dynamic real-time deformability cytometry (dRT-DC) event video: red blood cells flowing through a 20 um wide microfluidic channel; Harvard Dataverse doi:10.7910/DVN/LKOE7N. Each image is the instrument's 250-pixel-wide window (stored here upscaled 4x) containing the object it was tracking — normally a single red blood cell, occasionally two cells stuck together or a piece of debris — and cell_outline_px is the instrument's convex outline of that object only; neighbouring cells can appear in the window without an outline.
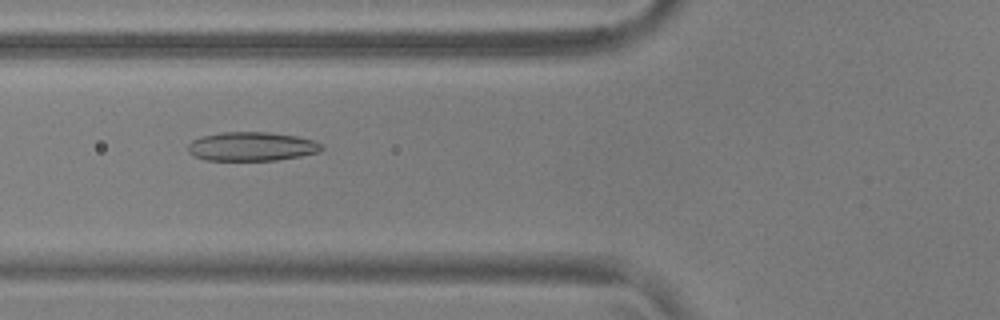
{"species": "common noctule bat (a hibernating species)", "species_latin": "Nyctalus noctula", "temperature_condition": "warm", "stored_images_in_passage": 45, "camera_frame_rate_fps": 3000, "um_per_image_px": 0.085, "animal": {"sex": "male", "body_mass_g": 17.9, "forearm_length_mm": 54.2}, "frame": {"image": 1, "passage_image": 12, "time_ms": 3.667, "image_size_px": [1000, 320], "cell_outline_px": [[324, 148], [320, 152], [300, 156], [276, 160], [204, 160], [188, 152], [188, 144], [192, 140], [200, 136], [220, 132], [268, 132], [296, 136], [312, 140], [320, 144]], "centroid_in_image_um": [21.37, 12.44], "position_along_channel_um": 104.4, "area_um2": 22.54}}
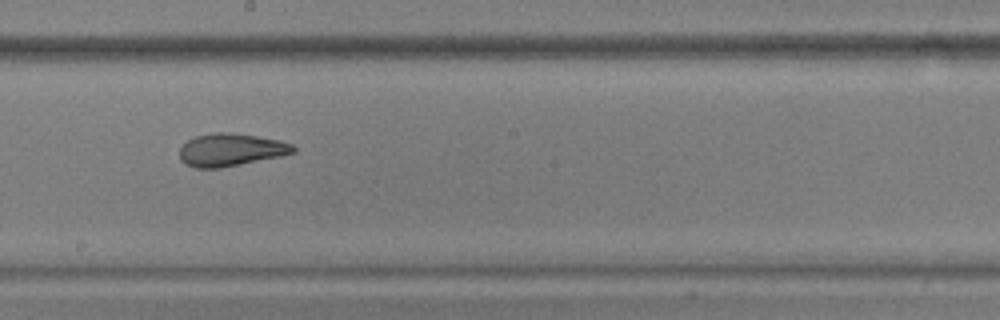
{"frame": {"image": 2, "passage_image": 22, "time_ms": 7.0, "image_size_px": [1000, 320], "cell_outline_px": [[296, 152], [280, 156], [220, 168], [196, 168], [184, 164], [180, 160], [180, 148], [188, 140], [196, 136], [212, 132], [228, 132], [256, 136], [280, 140], [292, 144], [296, 148]], "centroid_in_image_um": [19.61, 12.73], "position_along_channel_um": 228.6, "area_um2": 21.62}}
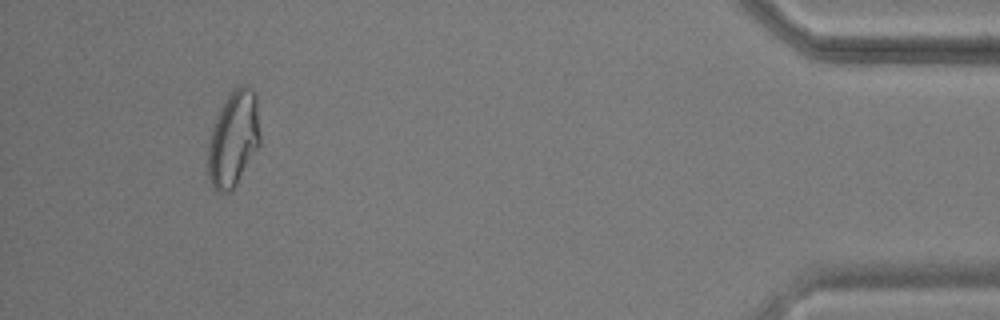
{"frame": {"image": 3, "passage_image": 42, "time_ms": 13.667, "image_size_px": [1000, 320], "cell_outline_px": [[260, 144], [236, 184], [228, 192], [216, 192], [212, 188], [208, 176], [208, 144], [212, 128], [216, 116], [224, 100], [232, 88], [236, 84], [244, 84], [252, 88], [256, 92], [260, 132]], "centroid_in_image_um": [19.84, 11.74], "position_along_channel_um": 415.4, "area_um2": 29.42}, "authors_computed_cell_mechanics": {"area_um2": 23.2356, "velocity_mm_per_s": 3.7094, "shape_relaxation_time_tau1_ms": 6.9831, "shape_relaxation_time_tau2_ms": 1.8727, "deformation_change_tau1": 0.1859, "deformation_change_tau2": 0.0921}}